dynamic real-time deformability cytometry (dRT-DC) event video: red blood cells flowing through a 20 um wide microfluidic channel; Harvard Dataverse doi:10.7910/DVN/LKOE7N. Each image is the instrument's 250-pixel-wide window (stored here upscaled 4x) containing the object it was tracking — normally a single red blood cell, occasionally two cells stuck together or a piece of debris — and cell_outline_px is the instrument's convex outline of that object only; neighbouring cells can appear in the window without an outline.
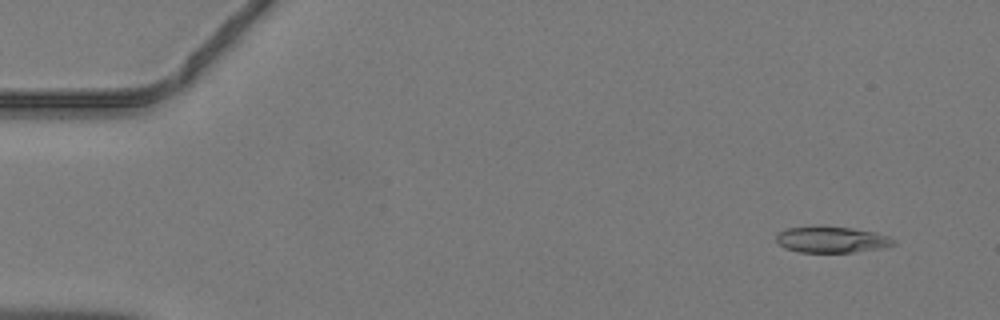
{"species": "common noctule bat (a hibernating species)", "species_latin": "Nyctalus noctula", "temperature_condition": "warm", "stored_images_in_passage": 43, "camera_frame_rate_fps": 3000, "um_per_image_px": 0.085, "animal": {"sex": "male", "body_mass_g": 19.2, "forearm_length_mm": 51.8}, "frame": {"image": 1, "passage_image": 1, "time_ms": 0.0, "image_size_px": [1000, 320], "cell_outline_px": [[896, 244], [884, 248], [852, 252], [800, 252], [784, 248], [776, 240], [776, 232], [788, 228], [824, 224], [852, 228], [876, 232], [888, 236], [896, 240]], "centroid_in_image_um": [70.69, 20.34], "position_along_channel_um": 14.3, "area_um2": 18.44}}
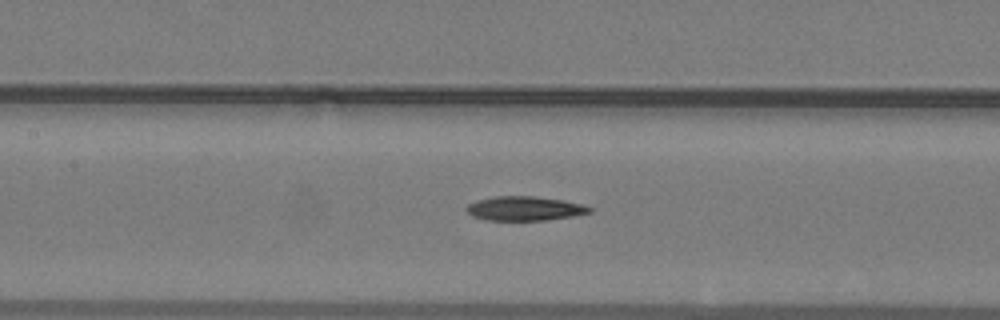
{"frame": {"image": 2, "passage_image": 19, "time_ms": 6.0, "image_size_px": [1000, 320], "cell_outline_px": [[592, 212], [572, 216], [544, 220], [484, 220], [472, 216], [464, 208], [468, 204], [476, 200], [496, 196], [532, 196], [564, 200], [584, 204], [592, 208]], "centroid_in_image_um": [44.58, 17.72], "position_along_channel_um": 162.8, "area_um2": 17.46}}
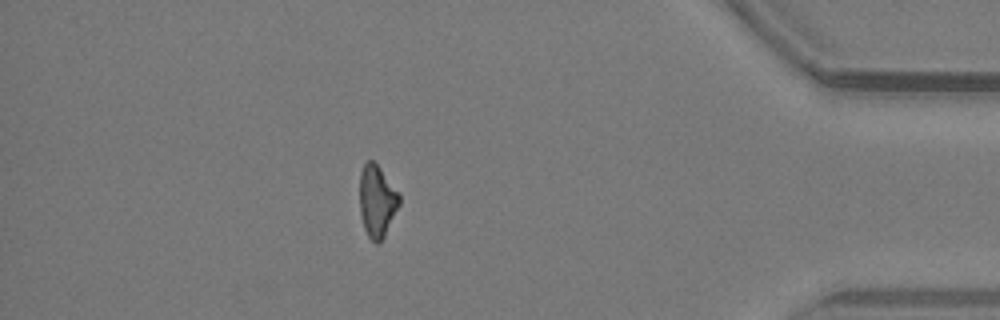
{"frame": {"image": 3, "passage_image": 38, "time_ms": 12.333, "image_size_px": [1000, 320], "cell_outline_px": [[400, 204], [380, 244], [376, 244], [368, 236], [364, 228], [360, 212], [360, 172], [364, 164], [368, 160], [372, 160], [380, 168], [400, 192]], "centroid_in_image_um": [32.06, 17.09], "position_along_channel_um": 403.1, "area_um2": 16.7}}